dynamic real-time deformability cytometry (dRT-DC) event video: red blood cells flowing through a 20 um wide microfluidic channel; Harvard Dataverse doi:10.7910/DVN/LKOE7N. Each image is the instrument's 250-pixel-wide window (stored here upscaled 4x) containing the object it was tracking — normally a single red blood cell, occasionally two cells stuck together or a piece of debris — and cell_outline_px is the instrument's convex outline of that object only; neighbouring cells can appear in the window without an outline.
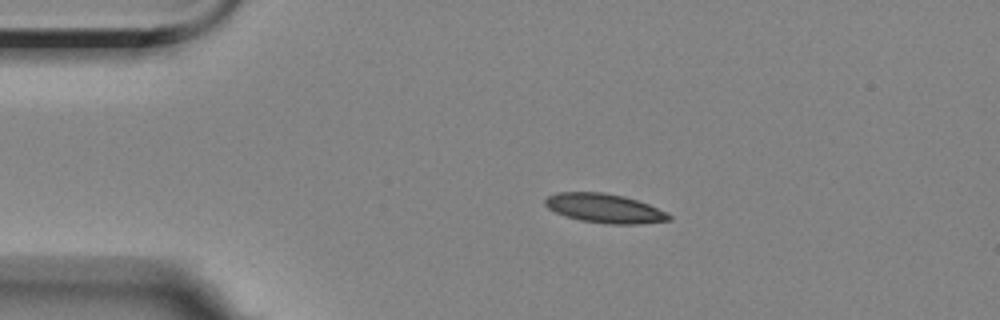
{"species": "Egyptian fruit bat (a non-hibernating species)", "species_latin": "Rousettus aegyptiacus", "temperature_condition": "room temperature", "stored_images_in_passage": 6, "camera_frame_rate_fps": 3000, "um_per_image_px": 0.085, "animal": {"sex": "female"}, "frame": {"image": 1, "passage_image": 1, "time_ms": 0.0, "image_size_px": [1000, 320], "cell_outline_px": [[672, 220], [640, 224], [608, 224], [580, 220], [564, 216], [548, 208], [544, 204], [544, 200], [548, 196], [556, 192], [600, 192], [624, 196], [648, 204], [668, 212], [672, 216]], "centroid_in_image_um": [51.4, 17.71], "position_along_channel_um": 33.6, "area_um2": 21.15}}
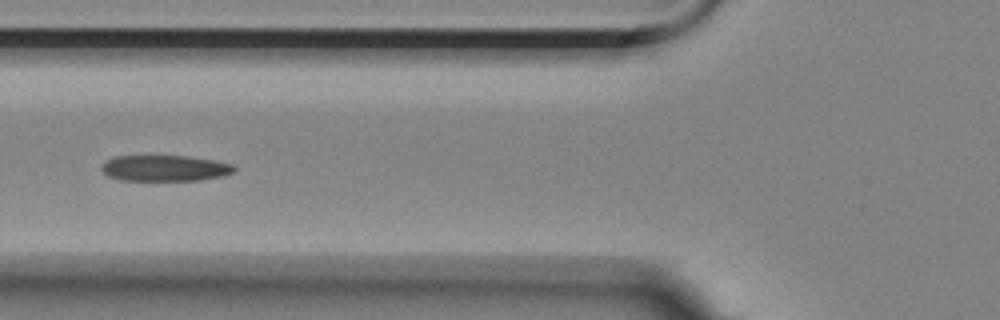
{"frame": {"image": 2, "passage_image": 4, "time_ms": 3.333, "image_size_px": [1000, 320], "cell_outline_px": [[236, 168], [232, 172], [224, 176], [200, 180], [120, 180], [108, 176], [100, 168], [108, 160], [116, 156], [188, 156], [216, 160], [232, 164]], "centroid_in_image_um": [14.05, 14.29], "position_along_channel_um": 111.8, "area_um2": 20.0}}
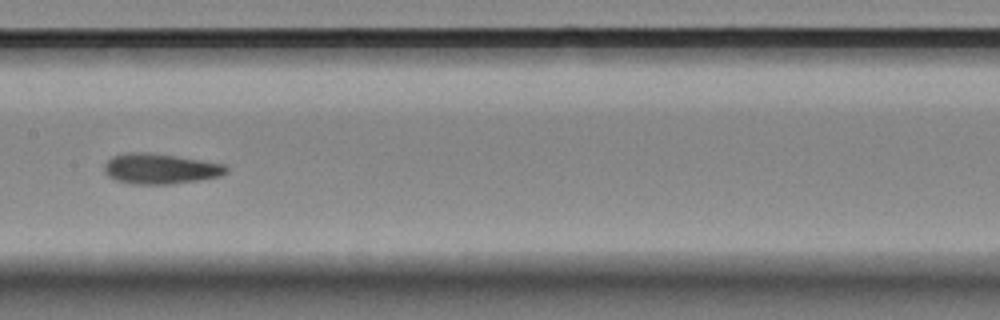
{"frame": {"image": 3, "passage_image": 6, "time_ms": 5.667, "image_size_px": [1000, 320], "cell_outline_px": [[228, 172], [220, 176], [200, 180], [172, 184], [132, 184], [116, 180], [108, 176], [104, 172], [104, 164], [112, 156], [128, 152], [148, 152], [176, 156], [224, 164], [228, 168]], "centroid_in_image_um": [13.61, 14.34], "position_along_channel_um": 193.8, "area_um2": 21.68}}